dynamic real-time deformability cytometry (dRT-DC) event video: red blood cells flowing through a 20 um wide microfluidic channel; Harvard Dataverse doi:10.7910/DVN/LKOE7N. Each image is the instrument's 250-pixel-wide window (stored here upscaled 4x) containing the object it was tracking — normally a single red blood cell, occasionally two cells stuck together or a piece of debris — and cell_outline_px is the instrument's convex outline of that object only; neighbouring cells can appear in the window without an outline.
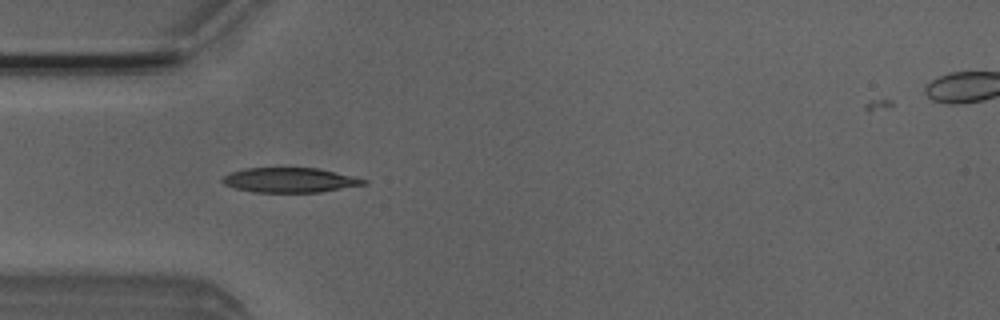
{"species": "Egyptian fruit bat (a non-hibernating species)", "species_latin": "Rousettus aegyptiacus", "temperature_condition": "room temperature", "stored_images_in_passage": 43, "camera_frame_rate_fps": 3000, "um_per_image_px": 0.085, "animal": {"sex": "male"}, "frame": {"image": 1, "passage_image": 6, "time_ms": 1.667, "image_size_px": [1000, 320], "cell_outline_px": [[368, 184], [320, 192], [252, 192], [236, 188], [224, 184], [220, 180], [224, 176], [232, 172], [244, 168], [316, 168], [352, 176], [368, 180]], "centroid_in_image_um": [24.63, 15.31], "position_along_channel_um": 60.4, "area_um2": 20.23}}
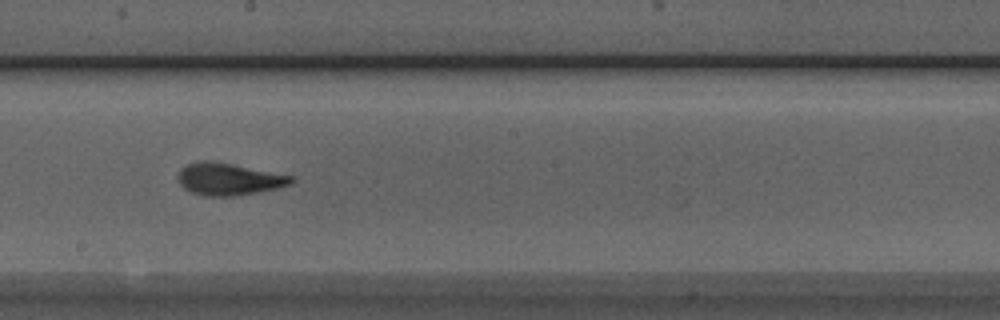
{"frame": {"image": 2, "passage_image": 19, "time_ms": 6.0, "image_size_px": [1000, 320], "cell_outline_px": [[296, 180], [292, 184], [276, 188], [256, 192], [232, 196], [204, 196], [192, 192], [184, 188], [180, 184], [180, 168], [196, 160], [216, 160], [292, 176]], "centroid_in_image_um": [19.45, 15.2], "position_along_channel_um": 228.8, "area_um2": 21.21}}
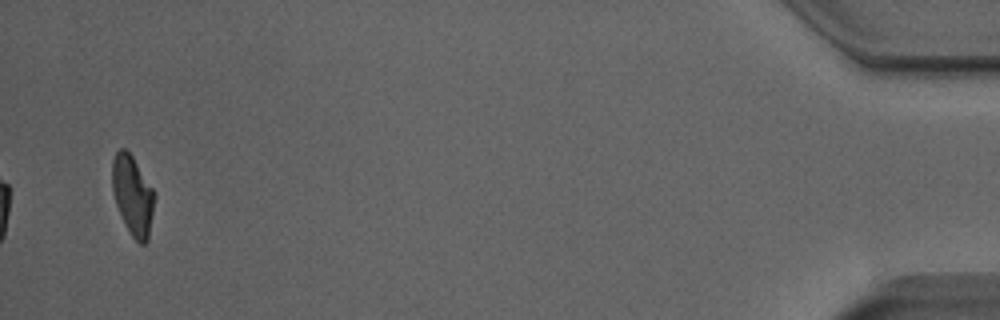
{"frame": {"image": 3, "passage_image": 41, "time_ms": 13.333, "image_size_px": [1000, 320], "cell_outline_px": [[156, 192], [148, 240], [144, 244], [140, 244], [132, 236], [124, 224], [116, 204], [112, 192], [112, 160], [116, 152], [120, 148], [124, 148], [132, 156]], "centroid_in_image_um": [11.28, 16.6], "position_along_channel_um": 423.9, "area_um2": 19.71}, "authors_computed_cell_mechanics": {"area_um2": 20.519, "velocity_mm_per_s": 3.9237, "shape_relaxation_time_tau1_ms": 3.6575, "shape_relaxation_time_tau2_ms": 1.1817, "deformation_change_tau1": 0.1789, "deformation_change_tau2": 0.0861}}